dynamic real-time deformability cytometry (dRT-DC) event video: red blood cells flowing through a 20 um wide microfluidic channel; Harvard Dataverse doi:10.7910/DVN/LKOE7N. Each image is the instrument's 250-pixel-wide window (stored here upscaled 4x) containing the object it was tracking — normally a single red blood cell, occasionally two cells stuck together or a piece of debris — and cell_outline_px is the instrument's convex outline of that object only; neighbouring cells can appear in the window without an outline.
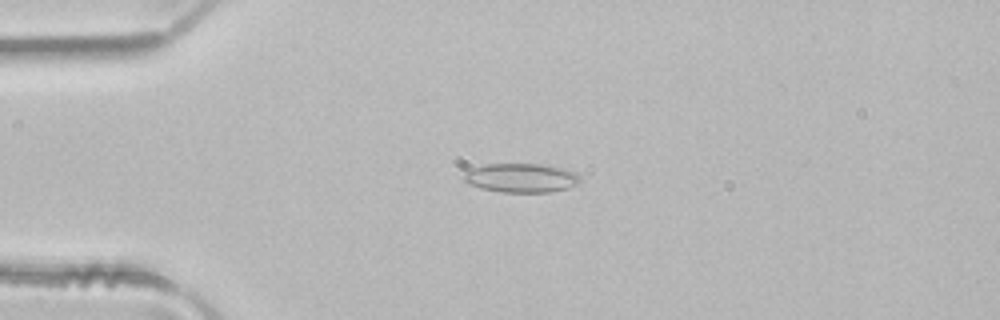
{"species": "common noctule bat (a hibernating species)", "species_latin": "Nyctalus noctula", "temperature_condition": "room temperature", "stored_images_in_passage": 43, "camera_frame_rate_fps": 3000, "um_per_image_px": 0.085, "animal": {"sex": "male", "body_mass_g": 21.5, "forearm_length_mm": 52.0}, "frame": {"image": 1, "passage_image": 6, "time_ms": 1.667, "image_size_px": [1000, 320], "cell_outline_px": [[580, 180], [576, 184], [568, 188], [552, 192], [500, 192], [480, 188], [468, 184], [464, 180], [464, 172], [472, 168], [484, 164], [540, 164], [564, 168], [576, 172], [580, 176]], "centroid_in_image_um": [44.29, 15.12], "position_along_channel_um": 40.7, "area_um2": 19.83}}
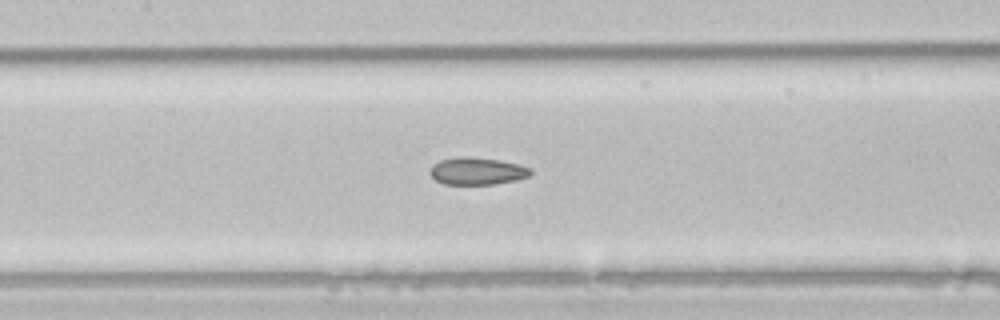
{"frame": {"image": 2, "passage_image": 17, "time_ms": 5.333, "image_size_px": [1000, 320], "cell_outline_px": [[532, 172], [528, 176], [516, 180], [496, 184], [444, 184], [436, 180], [428, 172], [432, 164], [440, 160], [456, 156], [464, 156], [500, 160], [520, 164], [532, 168]], "centroid_in_image_um": [40.55, 14.53], "position_along_channel_um": 166.9, "area_um2": 16.18}}
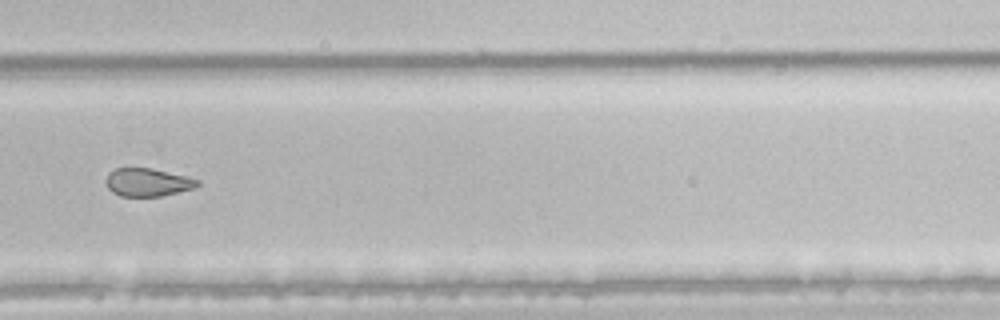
{"frame": {"image": 3, "passage_image": 28, "time_ms": 9.0, "image_size_px": [1000, 320], "cell_outline_px": [[200, 184], [196, 188], [160, 196], [120, 196], [112, 192], [108, 188], [104, 180], [108, 172], [116, 168], [152, 168], [200, 180]], "centroid_in_image_um": [12.52, 15.49], "position_along_channel_um": 317.3, "area_um2": 15.03}, "authors_computed_cell_mechanics": {"area_um2": 17.8024, "velocity_mm_per_s": 4.1203, "shape_relaxation_time_tau1_ms": null, "shape_relaxation_time_tau2_ms": 2.1193, "deformation_change_tau1": null, "deformation_change_tau2": 0.0826}}